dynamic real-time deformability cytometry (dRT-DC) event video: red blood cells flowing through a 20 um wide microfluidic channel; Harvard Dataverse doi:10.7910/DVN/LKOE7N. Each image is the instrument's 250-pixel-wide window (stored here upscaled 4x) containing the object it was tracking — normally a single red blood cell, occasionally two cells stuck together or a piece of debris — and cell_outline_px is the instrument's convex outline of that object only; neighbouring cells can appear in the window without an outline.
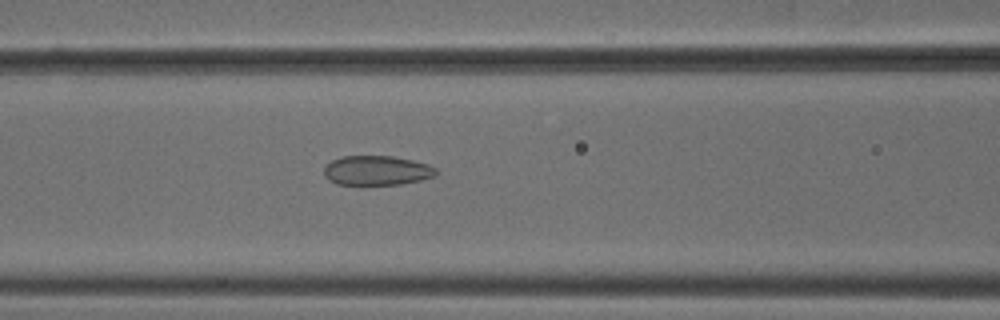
{"species": "common noctule bat (a hibernating species)", "species_latin": "Nyctalus noctula", "temperature_condition": "cold", "stored_images_in_passage": 52, "camera_frame_rate_fps": 3000, "um_per_image_px": 0.085, "animal": {"sex": "male", "body_mass_g": 18.8}, "frame": {"image": 1, "passage_image": 22, "time_ms": 7.0, "image_size_px": [1000, 320], "cell_outline_px": [[436, 176], [420, 180], [400, 184], [364, 188], [336, 184], [328, 180], [324, 176], [324, 168], [332, 160], [344, 156], [392, 156], [412, 160], [428, 164], [436, 168]], "centroid_in_image_um": [31.98, 14.55], "position_along_channel_um": 134.6, "area_um2": 20.11}}
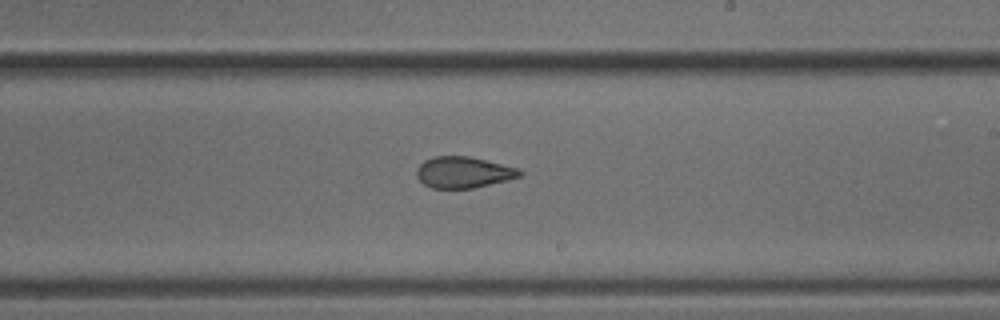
{"frame": {"image": 2, "passage_image": 31, "time_ms": 10.0, "image_size_px": [1000, 320], "cell_outline_px": [[524, 172], [520, 176], [508, 180], [472, 188], [432, 188], [424, 184], [416, 176], [416, 168], [424, 160], [432, 156], [468, 156], [516, 168]], "centroid_in_image_um": [39.34, 14.64], "position_along_channel_um": 249.7, "area_um2": 18.61}}
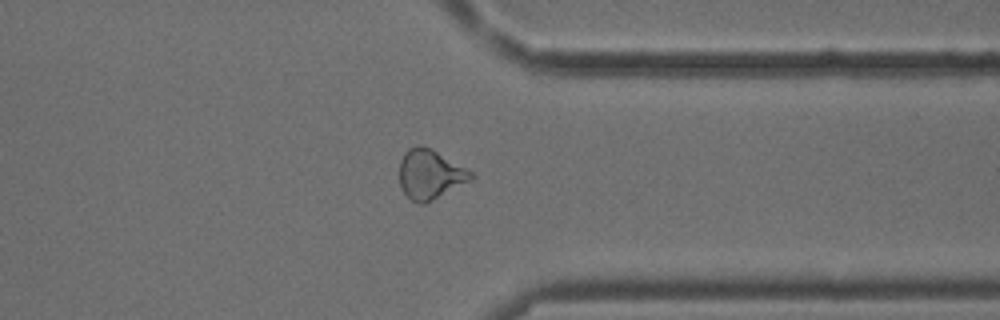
{"frame": {"image": 3, "passage_image": 41, "time_ms": 13.333, "image_size_px": [1000, 320], "cell_outline_px": [[472, 180], [424, 204], [420, 204], [412, 200], [400, 188], [400, 160], [404, 152], [408, 148], [416, 144], [420, 144], [432, 148], [472, 172]], "centroid_in_image_um": [36.53, 14.79], "position_along_channel_um": 374.9, "area_um2": 20.63}, "authors_computed_cell_mechanics": {"area_um2": 20.7791, "velocity_mm_per_s": 3.8357, "shape_relaxation_time_tau1_ms": 10.3675, "shape_relaxation_time_tau2_ms": 1.4537, "deformation_change_tau1": 0.1773, "deformation_change_tau2": 0.0802}}